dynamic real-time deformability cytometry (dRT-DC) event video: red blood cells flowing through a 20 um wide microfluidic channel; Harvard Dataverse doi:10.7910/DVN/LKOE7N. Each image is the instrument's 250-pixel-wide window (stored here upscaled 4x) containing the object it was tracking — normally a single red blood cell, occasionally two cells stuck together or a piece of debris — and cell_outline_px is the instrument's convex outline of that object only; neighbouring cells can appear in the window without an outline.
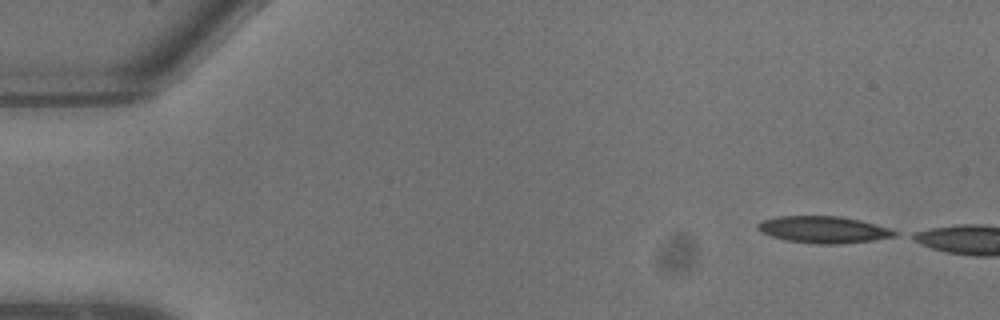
{"species": "common noctule bat (a hibernating species)", "species_latin": "Nyctalus noctula", "temperature_condition": "warm", "stored_images_in_passage": 3, "camera_frame_rate_fps": 3000, "um_per_image_px": 0.085, "animal": {"sex": "male", "body_mass_g": 13.3}, "frame": {"image": 1, "passage_image": 1, "time_ms": 0.0, "image_size_px": [1000, 320], "cell_outline_px": [[900, 232], [896, 236], [872, 240], [840, 244], [820, 244], [784, 240], [760, 232], [756, 228], [756, 224], [764, 220], [780, 216], [840, 216], [860, 220], [888, 228]], "centroid_in_image_um": [69.99, 19.52], "position_along_channel_um": 15.0, "area_um2": 21.33}}